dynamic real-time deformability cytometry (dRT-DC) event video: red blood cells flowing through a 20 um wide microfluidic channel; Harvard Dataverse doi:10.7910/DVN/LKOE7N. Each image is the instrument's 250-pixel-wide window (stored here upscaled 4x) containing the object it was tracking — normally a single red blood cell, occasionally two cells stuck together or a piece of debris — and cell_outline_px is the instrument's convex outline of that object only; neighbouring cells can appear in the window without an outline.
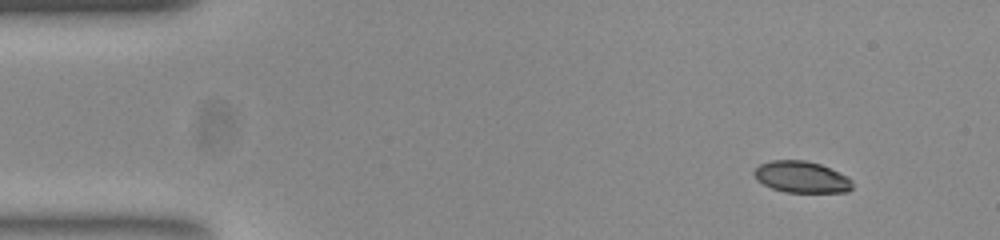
{"species": "common noctule bat (a hibernating species)", "species_latin": "Nyctalus noctula", "temperature_condition": "room temperature", "stored_images_in_passage": 50, "camera_frame_rate_fps": 3000, "um_per_image_px": 0.085, "animal": {"sex": "female", "body_mass_g": 23.0, "forearm_length_mm": 53.4}, "frame": {"image": 1, "passage_image": 1, "time_ms": 0.0, "image_size_px": [1000, 240], "cell_outline_px": [[852, 188], [848, 192], [784, 192], [772, 188], [756, 180], [752, 172], [760, 164], [772, 160], [804, 160], [820, 164], [848, 176], [852, 180]], "centroid_in_image_um": [68.12, 15.05], "position_along_channel_um": 16.9, "area_um2": 18.09}}
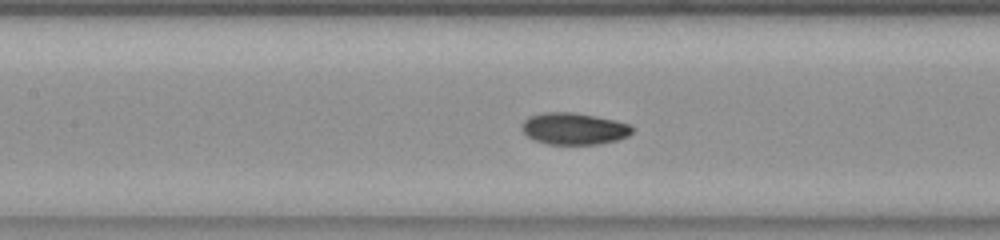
{"frame": {"image": 2, "passage_image": 20, "time_ms": 6.333, "image_size_px": [1000, 240], "cell_outline_px": [[632, 132], [628, 136], [616, 140], [600, 144], [544, 144], [528, 136], [520, 128], [520, 124], [528, 116], [544, 112], [576, 112], [616, 120], [628, 124], [632, 128]], "centroid_in_image_um": [48.75, 10.93], "position_along_channel_um": 158.6, "area_um2": 20.58}}
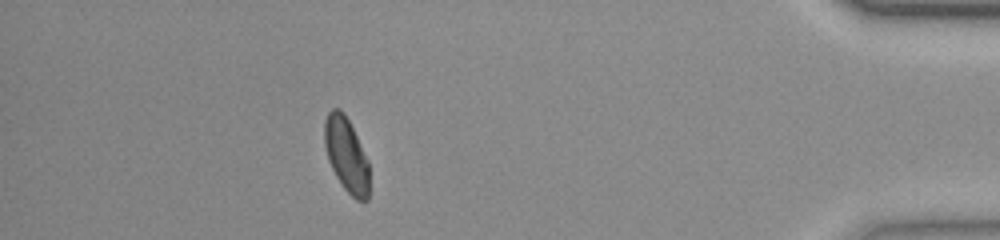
{"frame": {"image": 3, "passage_image": 44, "time_ms": 14.333, "image_size_px": [1000, 240], "cell_outline_px": [[368, 200], [356, 200], [344, 188], [336, 176], [328, 160], [324, 144], [324, 120], [328, 112], [332, 108], [340, 108], [344, 112], [368, 160]], "centroid_in_image_um": [29.41, 13.13], "position_along_channel_um": 405.8, "area_um2": 19.25}, "authors_computed_cell_mechanics": {"area_um2": 19.8254, "velocity_mm_per_s": 3.7556, "shape_relaxation_time_tau1_ms": 4.4155, "shape_relaxation_time_tau2_ms": 2.5928, "deformation_change_tau1": 0.1048, "deformation_change_tau2": 0.0534}}